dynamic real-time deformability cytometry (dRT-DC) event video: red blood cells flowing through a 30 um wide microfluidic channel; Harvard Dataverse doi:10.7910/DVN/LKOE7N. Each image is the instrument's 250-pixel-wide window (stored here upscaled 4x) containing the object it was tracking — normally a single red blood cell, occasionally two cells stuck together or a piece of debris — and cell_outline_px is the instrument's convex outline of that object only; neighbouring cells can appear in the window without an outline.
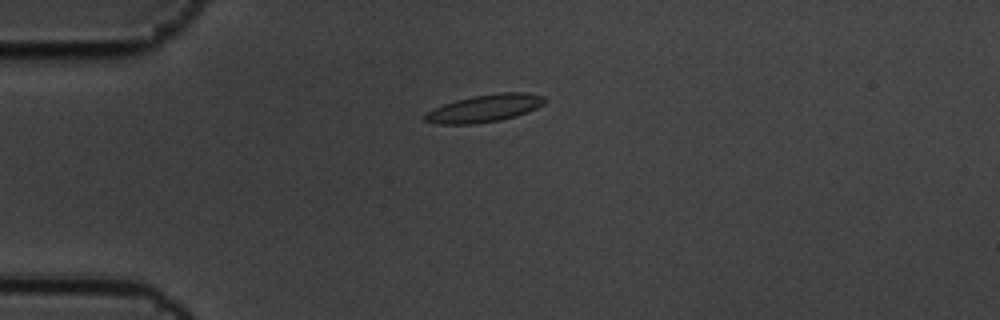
{"species": "common noctule bat (a hibernating species)", "species_latin": "Nyctalus noctula", "temperature_condition": "cold", "stored_images_in_passage": 5, "camera_frame_rate_fps": 3000, "um_per_image_px": 0.085, "animal": {"sex": "male", "body_mass_g": 19.5, "forearm_length_mm": 54.6}, "frame": {"image": 1, "passage_image": 5, "time_ms": 1.333, "image_size_px": [1000, 320], "cell_outline_px": [[548, 100], [544, 104], [528, 112], [516, 116], [500, 120], [472, 124], [436, 124], [424, 120], [424, 112], [444, 104], [456, 100], [472, 96], [500, 92], [528, 92], [544, 96]], "centroid_in_image_um": [41.21, 9.2], "position_along_channel_um": 43.8, "area_um2": 19.36}}